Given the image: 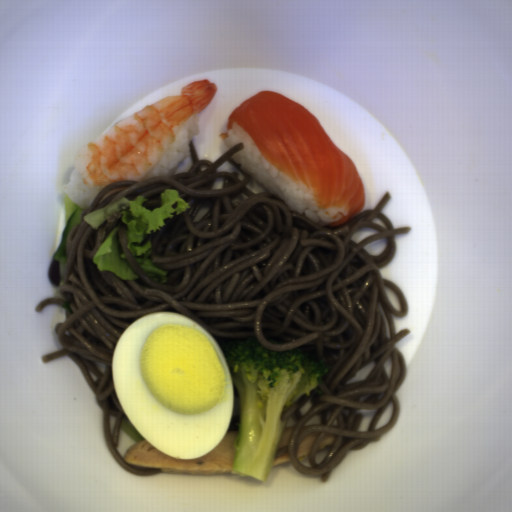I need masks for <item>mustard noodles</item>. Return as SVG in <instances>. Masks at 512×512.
Masks as SVG:
<instances>
[{
  "label": "mustard noodles",
  "instance_id": "1",
  "mask_svg": "<svg viewBox=\"0 0 512 512\" xmlns=\"http://www.w3.org/2000/svg\"><path fill=\"white\" fill-rule=\"evenodd\" d=\"M187 172L116 181L104 186L79 224L65 238L64 297L44 298L41 312L55 304L65 321L54 331L62 348L41 355L44 363L63 356L75 363L101 409L103 441L115 461L137 477L161 468L132 466L118 449L125 412L112 375L115 346L128 326L154 312L181 313L211 333L218 345L254 337L266 349L300 348L310 360L329 368L320 383L281 413L287 419L315 395L317 403L292 427L287 442L290 462L305 475L331 472L349 450L378 441L401 418L397 391L408 375L396 346L412 331L397 333L395 319L409 313L404 291L379 269L396 257V236L413 227L393 228L381 213L389 190L373 210H362L342 225L316 226L291 212L271 193H253L251 176L230 160L241 142L213 162L199 159L194 139ZM178 189L190 209L164 219L151 232L155 266L168 270L166 283L149 278L126 248V226L119 242L136 281L100 272L92 261L112 227L95 229L86 212L110 206L123 197H147L143 206H161L160 192ZM175 214V212H172ZM318 433L312 453L298 460L304 437ZM335 444L317 454L325 434Z\"/></svg>",
  "mask_w": 512,
  "mask_h": 512
},
{
  "label": "mustard noodles",
  "instance_id": "2",
  "mask_svg": "<svg viewBox=\"0 0 512 512\" xmlns=\"http://www.w3.org/2000/svg\"><path fill=\"white\" fill-rule=\"evenodd\" d=\"M233 388V410L231 415V420L227 431H238L239 422H240V396L237 392L235 385H232Z\"/></svg>",
  "mask_w": 512,
  "mask_h": 512
}]
</instances>
